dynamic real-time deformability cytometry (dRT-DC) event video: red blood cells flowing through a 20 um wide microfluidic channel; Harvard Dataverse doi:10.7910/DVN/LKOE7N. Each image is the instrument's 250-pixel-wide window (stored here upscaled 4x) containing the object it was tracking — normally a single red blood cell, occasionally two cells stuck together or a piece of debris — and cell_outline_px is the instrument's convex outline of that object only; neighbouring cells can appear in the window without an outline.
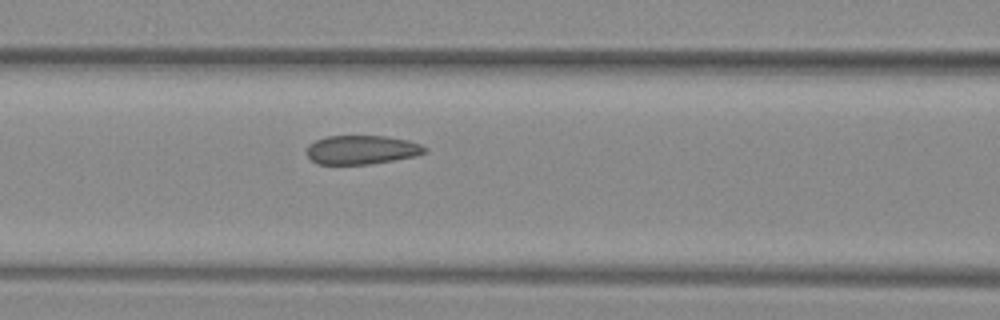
{"species": "common noctule bat (a hibernating species)", "species_latin": "Nyctalus noctula", "temperature_condition": "warm", "stored_images_in_passage": 6, "camera_frame_rate_fps": 3000, "um_per_image_px": 0.085, "animal": {"sex": "female", "body_mass_g": 29.2, "forearm_length_mm": 56.3}, "frame": {"image": 1, "passage_image": 6, "time_ms": 1.667, "image_size_px": [1000, 320], "cell_outline_px": [[428, 152], [416, 156], [368, 164], [316, 164], [304, 152], [308, 144], [324, 136], [384, 136], [408, 140], [420, 144], [428, 148]], "centroid_in_image_um": [30.72, 12.73], "position_along_channel_um": 135.9, "area_um2": 20.06}}